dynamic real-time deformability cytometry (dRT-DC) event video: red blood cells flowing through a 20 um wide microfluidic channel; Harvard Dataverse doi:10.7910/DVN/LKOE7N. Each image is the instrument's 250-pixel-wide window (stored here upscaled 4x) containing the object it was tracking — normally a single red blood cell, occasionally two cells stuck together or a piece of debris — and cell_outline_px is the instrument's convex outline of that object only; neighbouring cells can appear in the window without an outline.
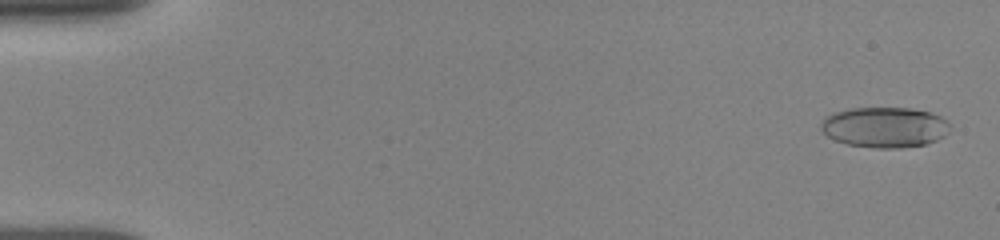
{"species": "human", "species_latin": "Homo sapiens", "temperature_condition": "room temperature", "stored_images_in_passage": 52, "camera_frame_rate_fps": 3000, "um_per_image_px": 0.085, "donor": {"sex": "female"}, "frame": {"image": 1, "passage_image": 2, "time_ms": 0.333, "image_size_px": [1000, 240], "cell_outline_px": [[952, 124], [948, 132], [944, 136], [936, 140], [924, 144], [900, 148], [876, 148], [848, 144], [836, 140], [828, 136], [820, 128], [820, 124], [824, 116], [836, 112], [852, 108], [912, 108], [928, 112], [940, 116]], "centroid_in_image_um": [75.21, 10.81], "position_along_channel_um": 9.8, "area_um2": 30.4}}
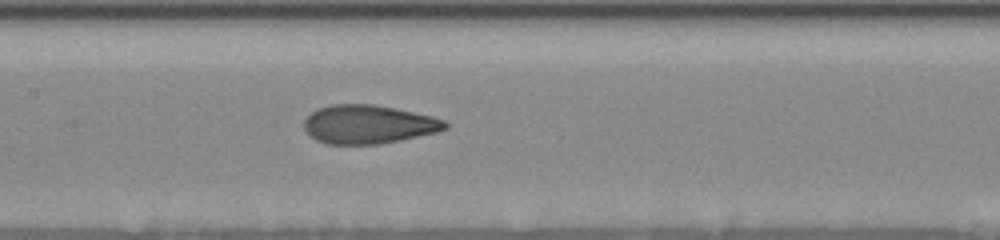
{"frame": {"image": 2, "passage_image": 23, "time_ms": 8.333, "image_size_px": [1000, 240], "cell_outline_px": [[448, 128], [436, 132], [400, 140], [380, 144], [328, 144], [316, 140], [304, 128], [304, 120], [312, 112], [320, 108], [332, 104], [372, 104], [432, 116], [444, 120], [448, 124]], "centroid_in_image_um": [31.31, 10.57], "position_along_channel_um": 176.1, "area_um2": 31.44}}
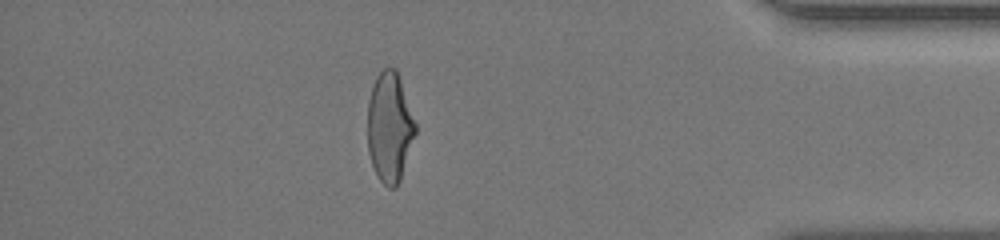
{"frame": {"image": 3, "passage_image": 44, "time_ms": 15.0, "image_size_px": [1000, 240], "cell_outline_px": [[416, 132], [400, 180], [396, 188], [388, 188], [380, 180], [372, 164], [368, 152], [368, 100], [376, 76], [384, 68], [396, 68], [416, 124]], "centroid_in_image_um": [33.11, 10.82], "position_along_channel_um": 402.1, "area_um2": 30.35}, "authors_computed_cell_mechanics": {"area_um2": 31.212, "velocity_mm_per_s": 3.8849, "shape_relaxation_time_tau1_ms": 4.4936, "shape_relaxation_time_tau2_ms": 1.087, "deformation_change_tau1": 0.1825, "deformation_change_tau2": 0.0808}}